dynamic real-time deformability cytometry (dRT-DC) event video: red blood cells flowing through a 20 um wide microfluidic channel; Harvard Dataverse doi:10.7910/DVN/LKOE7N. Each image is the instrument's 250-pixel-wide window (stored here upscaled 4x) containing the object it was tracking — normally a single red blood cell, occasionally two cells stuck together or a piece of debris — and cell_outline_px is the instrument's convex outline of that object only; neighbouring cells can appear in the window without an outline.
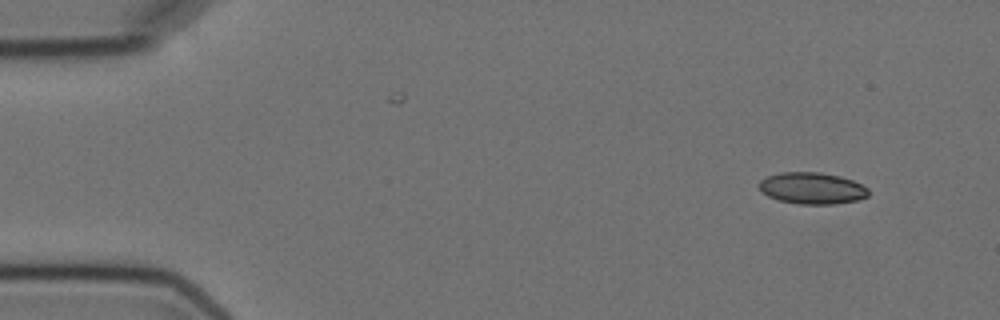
{"species": "Egyptian fruit bat (a non-hibernating species)", "species_latin": "Rousettus aegyptiacus", "temperature_condition": "cold", "stored_images_in_passage": 4, "camera_frame_rate_fps": 3000, "um_per_image_px": 0.085, "animal": {"sex": "female"}, "frame": {"image": 1, "passage_image": 1, "time_ms": 0.0, "image_size_px": [1000, 320], "cell_outline_px": [[868, 196], [860, 200], [836, 204], [800, 204], [780, 200], [768, 196], [760, 188], [760, 180], [768, 176], [780, 172], [820, 172], [840, 176], [852, 180], [868, 188]], "centroid_in_image_um": [69.07, 16.0], "position_along_channel_um": 15.9, "area_um2": 20.06}}
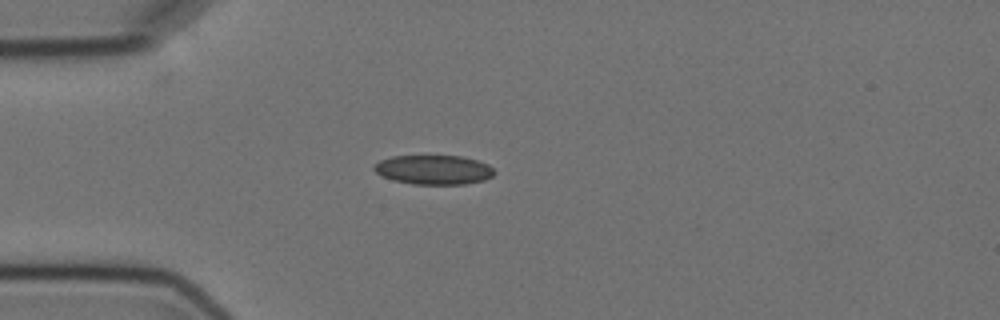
{"frame": {"image": 2, "passage_image": 4, "time_ms": 3.333, "image_size_px": [1000, 320], "cell_outline_px": [[496, 172], [492, 176], [484, 180], [464, 184], [412, 184], [392, 180], [376, 172], [372, 168], [372, 164], [380, 160], [392, 156], [460, 156], [476, 160], [488, 164]], "centroid_in_image_um": [36.84, 14.43], "position_along_channel_um": 48.2, "area_um2": 20.58}}